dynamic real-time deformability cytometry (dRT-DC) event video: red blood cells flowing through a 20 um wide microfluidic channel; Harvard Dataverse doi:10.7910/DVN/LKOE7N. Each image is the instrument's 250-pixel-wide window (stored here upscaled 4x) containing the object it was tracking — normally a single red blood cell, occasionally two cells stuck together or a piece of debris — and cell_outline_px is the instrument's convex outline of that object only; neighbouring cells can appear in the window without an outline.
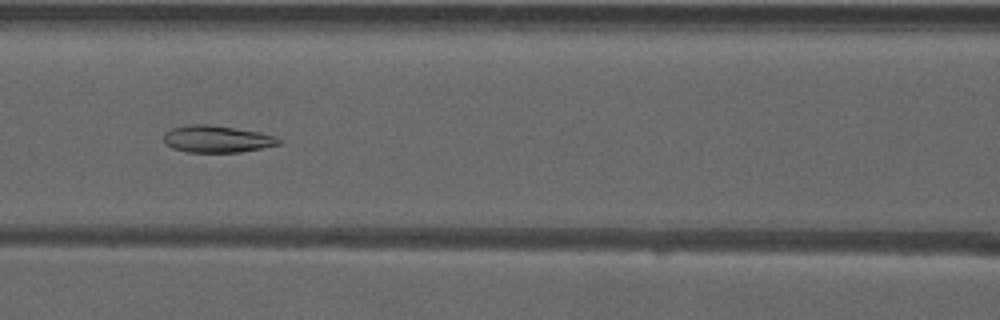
{"species": "common noctule bat (a hibernating species)", "species_latin": "Nyctalus noctula", "temperature_condition": "warm", "stored_images_in_passage": 30, "camera_frame_rate_fps": 3000, "um_per_image_px": 0.085, "animal": {"sex": "male", "forearm_length_mm": 52.5}, "frame": {"image": 1, "passage_image": 7, "time_ms": 2.0, "image_size_px": [1000, 320], "cell_outline_px": [[280, 144], [240, 152], [188, 152], [172, 148], [164, 140], [164, 132], [172, 128], [188, 124], [208, 124], [260, 132], [272, 136], [280, 140]], "centroid_in_image_um": [18.39, 11.81], "position_along_channel_um": 148.2, "area_um2": 17.86}}
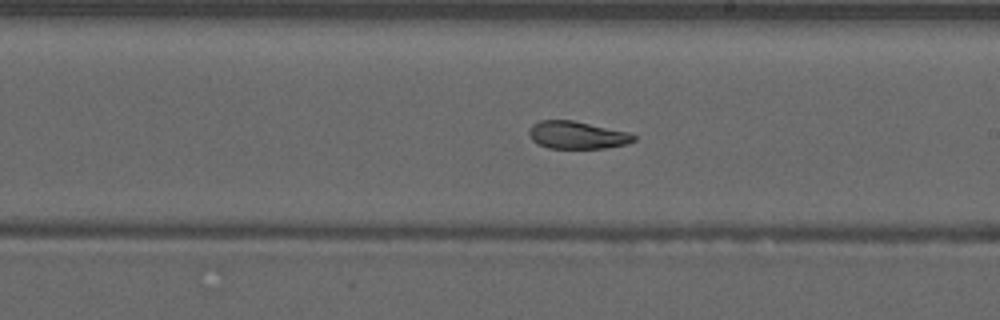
{"frame": {"image": 2, "passage_image": 14, "time_ms": 4.333, "image_size_px": [1000, 320], "cell_outline_px": [[636, 140], [624, 144], [604, 148], [548, 148], [536, 144], [532, 140], [528, 132], [532, 124], [540, 120], [572, 120], [628, 132], [636, 136]], "centroid_in_image_um": [49.01, 11.48], "position_along_channel_um": 240.0, "area_um2": 16.76}}
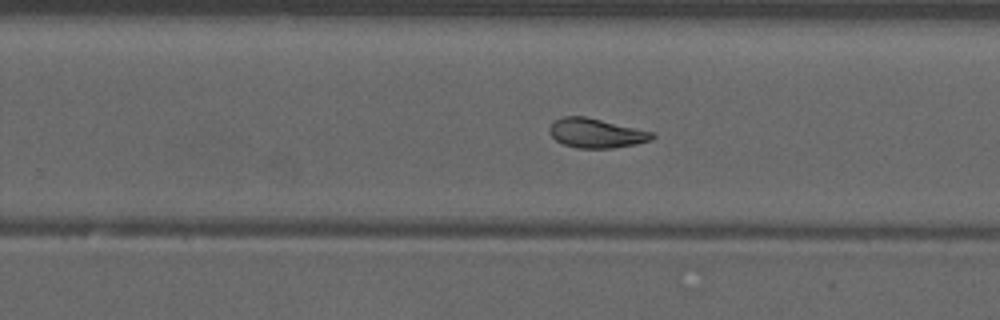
{"frame": {"image": 3, "passage_image": 17, "time_ms": 5.333, "image_size_px": [1000, 320], "cell_outline_px": [[656, 136], [652, 140], [636, 144], [612, 148], [576, 148], [564, 144], [556, 140], [548, 132], [548, 128], [556, 120], [564, 116], [584, 116], [652, 132]], "centroid_in_image_um": [50.66, 11.33], "position_along_channel_um": 279.1, "area_um2": 17.4}}